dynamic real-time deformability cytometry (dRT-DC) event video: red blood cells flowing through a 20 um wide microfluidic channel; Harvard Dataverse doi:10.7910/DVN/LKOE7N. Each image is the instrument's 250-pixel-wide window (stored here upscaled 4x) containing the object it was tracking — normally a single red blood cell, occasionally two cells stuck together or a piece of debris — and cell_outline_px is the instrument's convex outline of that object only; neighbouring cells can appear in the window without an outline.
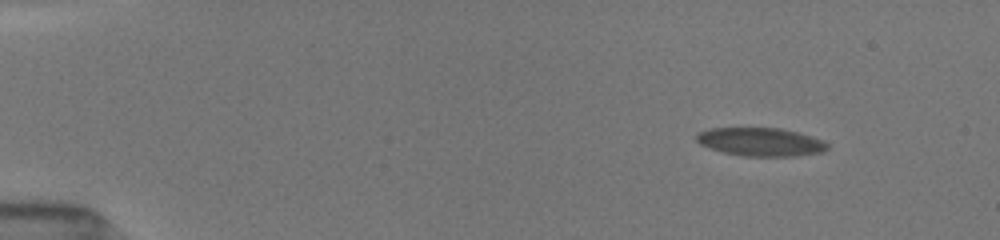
{"species": "common noctule bat (a hibernating species)", "species_latin": "Nyctalus noctula", "temperature_condition": "room temperature", "stored_images_in_passage": 55, "camera_frame_rate_fps": 3000, "um_per_image_px": 0.085, "animal": {"sex": "female", "body_mass_g": 19.5, "forearm_length_mm": 54.1}, "frame": {"image": 1, "passage_image": 1, "time_ms": 0.0, "image_size_px": [1000, 240], "cell_outline_px": [[828, 148], [820, 152], [796, 156], [744, 156], [724, 152], [700, 144], [696, 140], [696, 136], [700, 132], [712, 128], [780, 128], [812, 136], [824, 140], [828, 144]], "centroid_in_image_um": [64.68, 12.06], "position_along_channel_um": 20.3, "area_um2": 21.39}}
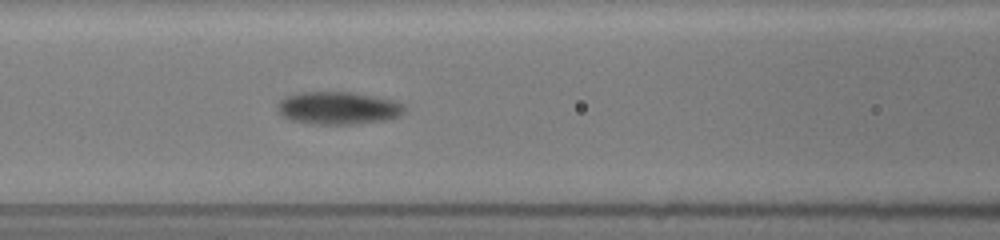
{"frame": {"image": 2, "passage_image": 20, "time_ms": 6.0, "image_size_px": [1000, 240], "cell_outline_px": [[404, 112], [396, 116], [384, 120], [356, 124], [312, 124], [292, 120], [284, 116], [276, 108], [276, 104], [284, 96], [300, 92], [352, 92], [392, 100], [400, 104], [404, 108]], "centroid_in_image_um": [28.67, 9.18], "position_along_channel_um": 137.9, "area_um2": 23.93}}
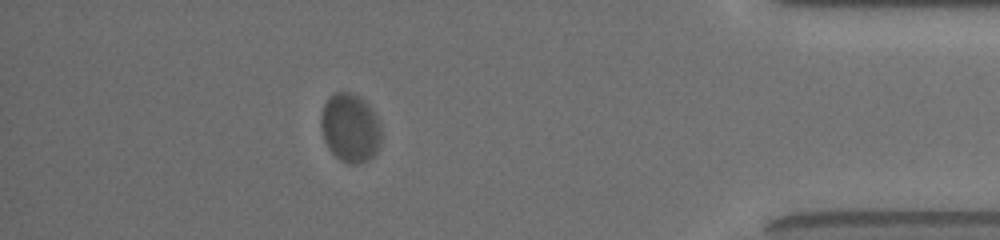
{"frame": {"image": 3, "passage_image": 46, "time_ms": 14.0, "image_size_px": [1000, 240], "cell_outline_px": [[380, 140], [376, 152], [368, 160], [360, 164], [352, 164], [340, 160], [328, 148], [324, 140], [320, 128], [320, 116], [324, 104], [328, 96], [332, 92], [352, 92], [360, 96], [376, 112], [380, 124]], "centroid_in_image_um": [29.75, 10.83], "position_along_channel_um": 405.5, "area_um2": 24.57}, "authors_computed_cell_mechanics": {"area_um2": 23.987, "velocity_mm_per_s": 3.8282, "shape_relaxation_time_tau1_ms": 2.1706, "shape_relaxation_time_tau2_ms": null, "deformation_change_tau1": 0.0848, "deformation_change_tau2": null}}